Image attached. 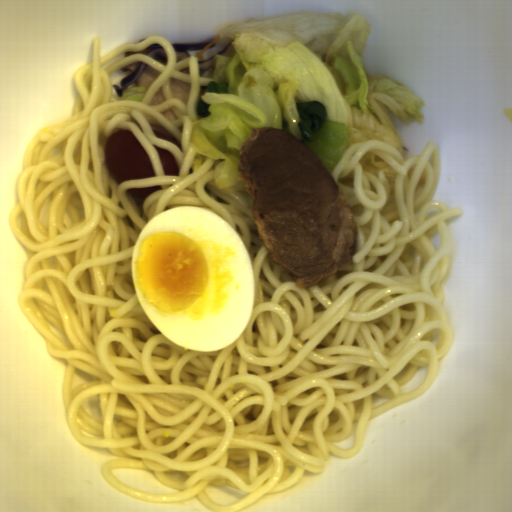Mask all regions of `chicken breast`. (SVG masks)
Segmentation results:
<instances>
[{"instance_id": "obj_1", "label": "chicken breast", "mask_w": 512, "mask_h": 512, "mask_svg": "<svg viewBox=\"0 0 512 512\" xmlns=\"http://www.w3.org/2000/svg\"><path fill=\"white\" fill-rule=\"evenodd\" d=\"M170 91L172 98H178L188 106L191 95V83L171 77Z\"/></svg>"}, {"instance_id": "obj_2", "label": "chicken breast", "mask_w": 512, "mask_h": 512, "mask_svg": "<svg viewBox=\"0 0 512 512\" xmlns=\"http://www.w3.org/2000/svg\"><path fill=\"white\" fill-rule=\"evenodd\" d=\"M161 73L159 69L149 64L134 81L137 85L144 87L146 95Z\"/></svg>"}, {"instance_id": "obj_3", "label": "chicken breast", "mask_w": 512, "mask_h": 512, "mask_svg": "<svg viewBox=\"0 0 512 512\" xmlns=\"http://www.w3.org/2000/svg\"><path fill=\"white\" fill-rule=\"evenodd\" d=\"M159 47H162V46L160 44H154L153 43V44L147 46L146 48H144L141 51H125L124 57L126 55H132V54H144L146 56L148 53H150L151 51H153V50H155V49H157Z\"/></svg>"}, {"instance_id": "obj_4", "label": "chicken breast", "mask_w": 512, "mask_h": 512, "mask_svg": "<svg viewBox=\"0 0 512 512\" xmlns=\"http://www.w3.org/2000/svg\"><path fill=\"white\" fill-rule=\"evenodd\" d=\"M165 97H164V94L161 90V88L159 89V91L156 93V95L154 96V98L151 100V102L149 104H152V105H159L161 103H164L165 102Z\"/></svg>"}, {"instance_id": "obj_5", "label": "chicken breast", "mask_w": 512, "mask_h": 512, "mask_svg": "<svg viewBox=\"0 0 512 512\" xmlns=\"http://www.w3.org/2000/svg\"><path fill=\"white\" fill-rule=\"evenodd\" d=\"M141 63L142 62H140V63H132V64L126 66V67H123V68L119 69V71L121 73H128L130 75L134 71L138 70V68H139Z\"/></svg>"}, {"instance_id": "obj_6", "label": "chicken breast", "mask_w": 512, "mask_h": 512, "mask_svg": "<svg viewBox=\"0 0 512 512\" xmlns=\"http://www.w3.org/2000/svg\"><path fill=\"white\" fill-rule=\"evenodd\" d=\"M186 57H191L190 54H189V51L188 52H178V53H176V63L181 61L182 59H184Z\"/></svg>"}, {"instance_id": "obj_7", "label": "chicken breast", "mask_w": 512, "mask_h": 512, "mask_svg": "<svg viewBox=\"0 0 512 512\" xmlns=\"http://www.w3.org/2000/svg\"><path fill=\"white\" fill-rule=\"evenodd\" d=\"M162 113L165 115V117L167 119H173V120L174 119H178L177 116L174 114V112L172 111L171 108L166 110V111H164V112H162Z\"/></svg>"}, {"instance_id": "obj_8", "label": "chicken breast", "mask_w": 512, "mask_h": 512, "mask_svg": "<svg viewBox=\"0 0 512 512\" xmlns=\"http://www.w3.org/2000/svg\"><path fill=\"white\" fill-rule=\"evenodd\" d=\"M154 60H156V61H158V62H160V63H162V64L167 66V55L166 56H161V57H155Z\"/></svg>"}]
</instances>
